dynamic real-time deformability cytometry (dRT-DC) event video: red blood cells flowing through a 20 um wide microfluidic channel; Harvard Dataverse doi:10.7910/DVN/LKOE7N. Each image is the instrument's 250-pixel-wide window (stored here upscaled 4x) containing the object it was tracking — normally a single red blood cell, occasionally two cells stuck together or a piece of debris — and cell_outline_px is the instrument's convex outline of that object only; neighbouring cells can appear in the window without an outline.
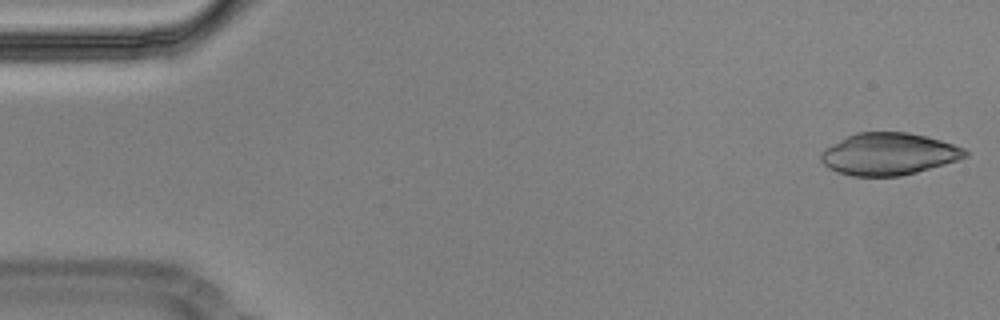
{"species": "Egyptian fruit bat (a non-hibernating species)", "species_latin": "Rousettus aegyptiacus", "temperature_condition": "cold", "stored_images_in_passage": 51, "camera_frame_rate_fps": 3000, "um_per_image_px": 0.085, "animal": {"sex": "male"}, "frame": {"image": 1, "passage_image": 1, "time_ms": 0.0, "image_size_px": [1000, 320], "cell_outline_px": [[968, 156], [956, 160], [916, 172], [900, 176], [852, 176], [836, 172], [828, 168], [820, 160], [820, 152], [824, 148], [856, 132], [908, 132], [940, 140], [964, 148], [968, 152]], "centroid_in_image_um": [75.49, 13.09], "position_along_channel_um": 9.5, "area_um2": 35.2}}